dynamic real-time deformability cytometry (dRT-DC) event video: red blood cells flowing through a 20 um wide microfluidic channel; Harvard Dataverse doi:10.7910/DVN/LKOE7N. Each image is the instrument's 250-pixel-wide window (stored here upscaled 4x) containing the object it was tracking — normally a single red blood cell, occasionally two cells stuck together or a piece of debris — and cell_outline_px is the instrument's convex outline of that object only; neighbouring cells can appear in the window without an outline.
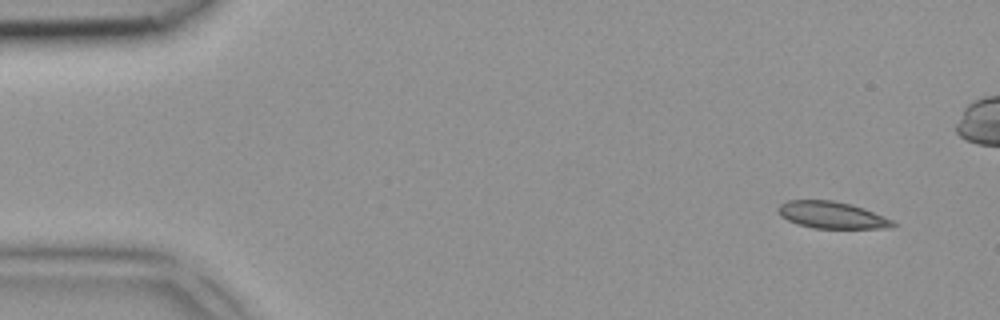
{"species": "common noctule bat (a hibernating species)", "species_latin": "Nyctalus noctula", "temperature_condition": "room temperature", "stored_images_in_passage": 4, "camera_frame_rate_fps": 3000, "um_per_image_px": 0.085, "animal": {"sex": "female", "body_mass_g": 18.4}, "frame": {"image": 1, "passage_image": 1, "time_ms": 0.0, "image_size_px": [1000, 320], "cell_outline_px": [[896, 224], [892, 228], [812, 228], [796, 224], [780, 216], [776, 208], [780, 204], [788, 200], [832, 200], [852, 204], [864, 208], [884, 216], [892, 220]], "centroid_in_image_um": [70.68, 18.27], "position_along_channel_um": 14.3, "area_um2": 18.09}}